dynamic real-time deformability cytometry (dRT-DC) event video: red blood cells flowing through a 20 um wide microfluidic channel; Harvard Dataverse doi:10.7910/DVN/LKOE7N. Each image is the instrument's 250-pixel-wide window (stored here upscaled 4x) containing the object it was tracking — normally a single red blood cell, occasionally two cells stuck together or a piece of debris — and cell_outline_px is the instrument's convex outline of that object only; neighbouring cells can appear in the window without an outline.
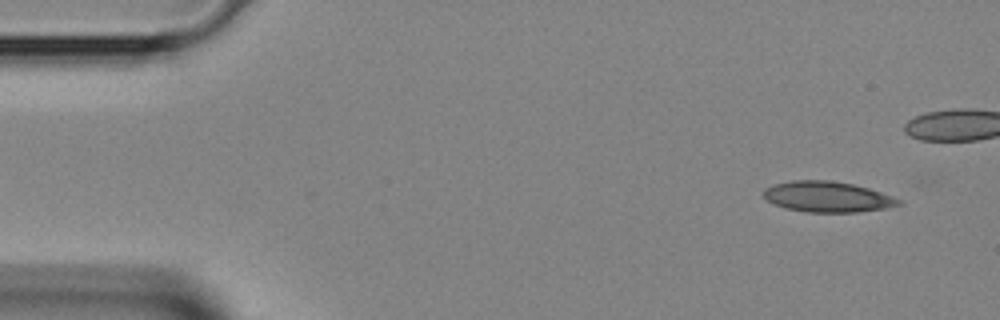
{"species": "Egyptian fruit bat (a non-hibernating species)", "species_latin": "Rousettus aegyptiacus", "temperature_condition": "room temperature", "stored_images_in_passage": 8, "camera_frame_rate_fps": 3000, "um_per_image_px": 0.085, "animal": {"sex": "female"}, "frame": {"image": 1, "passage_image": 2, "time_ms": 0.333, "image_size_px": [1000, 320], "cell_outline_px": [[904, 204], [884, 208], [856, 212], [808, 212], [784, 208], [768, 200], [764, 196], [764, 188], [776, 184], [792, 180], [828, 180], [852, 184], [868, 188], [892, 196], [900, 200]], "centroid_in_image_um": [70.34, 16.73], "position_along_channel_um": 14.7, "area_um2": 23.87}}